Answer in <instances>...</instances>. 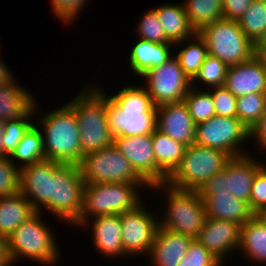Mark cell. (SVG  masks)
Masks as SVG:
<instances>
[{
	"mask_svg": "<svg viewBox=\"0 0 266 266\" xmlns=\"http://www.w3.org/2000/svg\"><path fill=\"white\" fill-rule=\"evenodd\" d=\"M255 46H266V34L265 36L262 38V40Z\"/></svg>",
	"mask_w": 266,
	"mask_h": 266,
	"instance_id": "816d5d0a",
	"label": "cell"
},
{
	"mask_svg": "<svg viewBox=\"0 0 266 266\" xmlns=\"http://www.w3.org/2000/svg\"><path fill=\"white\" fill-rule=\"evenodd\" d=\"M224 87L236 98L250 93L266 94V71L254 55L247 62L228 66Z\"/></svg>",
	"mask_w": 266,
	"mask_h": 266,
	"instance_id": "d6986e66",
	"label": "cell"
},
{
	"mask_svg": "<svg viewBox=\"0 0 266 266\" xmlns=\"http://www.w3.org/2000/svg\"><path fill=\"white\" fill-rule=\"evenodd\" d=\"M152 189L163 190L165 194L164 213L162 217L159 215V226L196 239L206 220L204 202L198 190L178 189L166 183L151 185L149 190Z\"/></svg>",
	"mask_w": 266,
	"mask_h": 266,
	"instance_id": "5b68a950",
	"label": "cell"
},
{
	"mask_svg": "<svg viewBox=\"0 0 266 266\" xmlns=\"http://www.w3.org/2000/svg\"><path fill=\"white\" fill-rule=\"evenodd\" d=\"M79 167L85 184L147 183L113 144L85 154Z\"/></svg>",
	"mask_w": 266,
	"mask_h": 266,
	"instance_id": "30bf717a",
	"label": "cell"
},
{
	"mask_svg": "<svg viewBox=\"0 0 266 266\" xmlns=\"http://www.w3.org/2000/svg\"><path fill=\"white\" fill-rule=\"evenodd\" d=\"M255 56L266 71V46H255Z\"/></svg>",
	"mask_w": 266,
	"mask_h": 266,
	"instance_id": "c3c4849f",
	"label": "cell"
},
{
	"mask_svg": "<svg viewBox=\"0 0 266 266\" xmlns=\"http://www.w3.org/2000/svg\"><path fill=\"white\" fill-rule=\"evenodd\" d=\"M232 157L222 150L197 145L186 147L183 158L165 183L183 190H199L217 172L222 171Z\"/></svg>",
	"mask_w": 266,
	"mask_h": 266,
	"instance_id": "52a82bcc",
	"label": "cell"
},
{
	"mask_svg": "<svg viewBox=\"0 0 266 266\" xmlns=\"http://www.w3.org/2000/svg\"><path fill=\"white\" fill-rule=\"evenodd\" d=\"M179 46L181 49L177 51L175 56L179 60L183 72L192 81L208 55L206 44L196 33L193 37L174 44V48H179Z\"/></svg>",
	"mask_w": 266,
	"mask_h": 266,
	"instance_id": "f546056e",
	"label": "cell"
},
{
	"mask_svg": "<svg viewBox=\"0 0 266 266\" xmlns=\"http://www.w3.org/2000/svg\"><path fill=\"white\" fill-rule=\"evenodd\" d=\"M144 87L157 107L166 103L183 101L192 81L183 72L175 54L165 63L154 67L141 77Z\"/></svg>",
	"mask_w": 266,
	"mask_h": 266,
	"instance_id": "7c38bea8",
	"label": "cell"
},
{
	"mask_svg": "<svg viewBox=\"0 0 266 266\" xmlns=\"http://www.w3.org/2000/svg\"><path fill=\"white\" fill-rule=\"evenodd\" d=\"M52 160H42L20 169V192L30 202L36 212H50V187L52 179ZM44 207V209H43Z\"/></svg>",
	"mask_w": 266,
	"mask_h": 266,
	"instance_id": "9a60e30c",
	"label": "cell"
},
{
	"mask_svg": "<svg viewBox=\"0 0 266 266\" xmlns=\"http://www.w3.org/2000/svg\"><path fill=\"white\" fill-rule=\"evenodd\" d=\"M198 34L204 40L208 54L227 66L249 61L255 55V45L241 30L238 20L220 19Z\"/></svg>",
	"mask_w": 266,
	"mask_h": 266,
	"instance_id": "ba28073f",
	"label": "cell"
},
{
	"mask_svg": "<svg viewBox=\"0 0 266 266\" xmlns=\"http://www.w3.org/2000/svg\"><path fill=\"white\" fill-rule=\"evenodd\" d=\"M33 95L19 85L16 79L0 83V119L6 122L27 116L37 101Z\"/></svg>",
	"mask_w": 266,
	"mask_h": 266,
	"instance_id": "603a6c76",
	"label": "cell"
},
{
	"mask_svg": "<svg viewBox=\"0 0 266 266\" xmlns=\"http://www.w3.org/2000/svg\"><path fill=\"white\" fill-rule=\"evenodd\" d=\"M183 6L196 33L205 26L223 19L222 0H184Z\"/></svg>",
	"mask_w": 266,
	"mask_h": 266,
	"instance_id": "4dcf8cb0",
	"label": "cell"
},
{
	"mask_svg": "<svg viewBox=\"0 0 266 266\" xmlns=\"http://www.w3.org/2000/svg\"><path fill=\"white\" fill-rule=\"evenodd\" d=\"M197 239H193L178 266H223Z\"/></svg>",
	"mask_w": 266,
	"mask_h": 266,
	"instance_id": "f35d334b",
	"label": "cell"
},
{
	"mask_svg": "<svg viewBox=\"0 0 266 266\" xmlns=\"http://www.w3.org/2000/svg\"><path fill=\"white\" fill-rule=\"evenodd\" d=\"M240 250L250 262L266 264V226L255 215L241 225Z\"/></svg>",
	"mask_w": 266,
	"mask_h": 266,
	"instance_id": "83f0119b",
	"label": "cell"
},
{
	"mask_svg": "<svg viewBox=\"0 0 266 266\" xmlns=\"http://www.w3.org/2000/svg\"><path fill=\"white\" fill-rule=\"evenodd\" d=\"M0 266H13L8 254V238L0 235Z\"/></svg>",
	"mask_w": 266,
	"mask_h": 266,
	"instance_id": "bcb514c9",
	"label": "cell"
},
{
	"mask_svg": "<svg viewBox=\"0 0 266 266\" xmlns=\"http://www.w3.org/2000/svg\"><path fill=\"white\" fill-rule=\"evenodd\" d=\"M84 186L79 165L56 162L52 166L51 214L72 226L82 212Z\"/></svg>",
	"mask_w": 266,
	"mask_h": 266,
	"instance_id": "9c48e42d",
	"label": "cell"
},
{
	"mask_svg": "<svg viewBox=\"0 0 266 266\" xmlns=\"http://www.w3.org/2000/svg\"><path fill=\"white\" fill-rule=\"evenodd\" d=\"M137 40L129 53L128 67L133 73L140 76L139 78L152 68L165 63L174 55L171 52L174 44L150 42L140 38H137Z\"/></svg>",
	"mask_w": 266,
	"mask_h": 266,
	"instance_id": "7402d4cb",
	"label": "cell"
},
{
	"mask_svg": "<svg viewBox=\"0 0 266 266\" xmlns=\"http://www.w3.org/2000/svg\"><path fill=\"white\" fill-rule=\"evenodd\" d=\"M35 212L21 192L0 196V235L9 238L15 229Z\"/></svg>",
	"mask_w": 266,
	"mask_h": 266,
	"instance_id": "4316f807",
	"label": "cell"
},
{
	"mask_svg": "<svg viewBox=\"0 0 266 266\" xmlns=\"http://www.w3.org/2000/svg\"><path fill=\"white\" fill-rule=\"evenodd\" d=\"M20 192V168L9 157H0V196Z\"/></svg>",
	"mask_w": 266,
	"mask_h": 266,
	"instance_id": "74e56055",
	"label": "cell"
},
{
	"mask_svg": "<svg viewBox=\"0 0 266 266\" xmlns=\"http://www.w3.org/2000/svg\"><path fill=\"white\" fill-rule=\"evenodd\" d=\"M121 217L120 214H111L106 216H99L91 218L85 221L81 225L91 228L92 242L96 250L104 257L119 259L124 255H128L124 252L123 244L121 241L122 229H121ZM90 225V226H89Z\"/></svg>",
	"mask_w": 266,
	"mask_h": 266,
	"instance_id": "ac0fdd59",
	"label": "cell"
},
{
	"mask_svg": "<svg viewBox=\"0 0 266 266\" xmlns=\"http://www.w3.org/2000/svg\"><path fill=\"white\" fill-rule=\"evenodd\" d=\"M157 129L186 147L195 142L196 124L184 101L157 106Z\"/></svg>",
	"mask_w": 266,
	"mask_h": 266,
	"instance_id": "e0dca14e",
	"label": "cell"
},
{
	"mask_svg": "<svg viewBox=\"0 0 266 266\" xmlns=\"http://www.w3.org/2000/svg\"><path fill=\"white\" fill-rule=\"evenodd\" d=\"M241 225L215 218H206L197 240L223 264L228 255L238 250Z\"/></svg>",
	"mask_w": 266,
	"mask_h": 266,
	"instance_id": "2e32d148",
	"label": "cell"
},
{
	"mask_svg": "<svg viewBox=\"0 0 266 266\" xmlns=\"http://www.w3.org/2000/svg\"><path fill=\"white\" fill-rule=\"evenodd\" d=\"M94 84L85 85L68 101L76 113L83 155L111 146L114 139L106 114L107 94L100 85Z\"/></svg>",
	"mask_w": 266,
	"mask_h": 266,
	"instance_id": "3957f363",
	"label": "cell"
},
{
	"mask_svg": "<svg viewBox=\"0 0 266 266\" xmlns=\"http://www.w3.org/2000/svg\"><path fill=\"white\" fill-rule=\"evenodd\" d=\"M201 200L204 201L208 196L227 192V164L225 168L209 178L198 190Z\"/></svg>",
	"mask_w": 266,
	"mask_h": 266,
	"instance_id": "7bdbcfd3",
	"label": "cell"
},
{
	"mask_svg": "<svg viewBox=\"0 0 266 266\" xmlns=\"http://www.w3.org/2000/svg\"><path fill=\"white\" fill-rule=\"evenodd\" d=\"M201 90L192 86L183 99L196 125L215 116L214 102L211 93L207 89Z\"/></svg>",
	"mask_w": 266,
	"mask_h": 266,
	"instance_id": "d6a6232c",
	"label": "cell"
},
{
	"mask_svg": "<svg viewBox=\"0 0 266 266\" xmlns=\"http://www.w3.org/2000/svg\"><path fill=\"white\" fill-rule=\"evenodd\" d=\"M151 188L148 183H93L85 184L83 208L73 226L99 216L121 214L136 208L143 202L138 190Z\"/></svg>",
	"mask_w": 266,
	"mask_h": 266,
	"instance_id": "8992f818",
	"label": "cell"
},
{
	"mask_svg": "<svg viewBox=\"0 0 266 266\" xmlns=\"http://www.w3.org/2000/svg\"><path fill=\"white\" fill-rule=\"evenodd\" d=\"M254 0H222L223 19L239 20Z\"/></svg>",
	"mask_w": 266,
	"mask_h": 266,
	"instance_id": "ee69618b",
	"label": "cell"
},
{
	"mask_svg": "<svg viewBox=\"0 0 266 266\" xmlns=\"http://www.w3.org/2000/svg\"><path fill=\"white\" fill-rule=\"evenodd\" d=\"M6 122L0 119V157H3V139Z\"/></svg>",
	"mask_w": 266,
	"mask_h": 266,
	"instance_id": "681fc988",
	"label": "cell"
},
{
	"mask_svg": "<svg viewBox=\"0 0 266 266\" xmlns=\"http://www.w3.org/2000/svg\"><path fill=\"white\" fill-rule=\"evenodd\" d=\"M9 159L20 169L46 159L41 129L34 123L24 134ZM17 160V161H16Z\"/></svg>",
	"mask_w": 266,
	"mask_h": 266,
	"instance_id": "f1b7e54d",
	"label": "cell"
},
{
	"mask_svg": "<svg viewBox=\"0 0 266 266\" xmlns=\"http://www.w3.org/2000/svg\"><path fill=\"white\" fill-rule=\"evenodd\" d=\"M37 113L38 103L35 104L34 109L27 116L17 120L6 121L3 136V157H10L12 155L19 142L24 137V134L35 123L34 116H37L35 115Z\"/></svg>",
	"mask_w": 266,
	"mask_h": 266,
	"instance_id": "836d02e7",
	"label": "cell"
},
{
	"mask_svg": "<svg viewBox=\"0 0 266 266\" xmlns=\"http://www.w3.org/2000/svg\"><path fill=\"white\" fill-rule=\"evenodd\" d=\"M203 202L206 218L229 220L243 225L255 215L248 203L233 197L230 193L213 194Z\"/></svg>",
	"mask_w": 266,
	"mask_h": 266,
	"instance_id": "cb8c5ba5",
	"label": "cell"
},
{
	"mask_svg": "<svg viewBox=\"0 0 266 266\" xmlns=\"http://www.w3.org/2000/svg\"><path fill=\"white\" fill-rule=\"evenodd\" d=\"M153 151L158 165V183H165L167 177L183 158L186 146L172 140L156 129L152 133Z\"/></svg>",
	"mask_w": 266,
	"mask_h": 266,
	"instance_id": "484cf974",
	"label": "cell"
},
{
	"mask_svg": "<svg viewBox=\"0 0 266 266\" xmlns=\"http://www.w3.org/2000/svg\"><path fill=\"white\" fill-rule=\"evenodd\" d=\"M249 140L250 130L237 117L215 115L196 125L195 144L222 150L231 157L249 154L243 147Z\"/></svg>",
	"mask_w": 266,
	"mask_h": 266,
	"instance_id": "8fae6325",
	"label": "cell"
},
{
	"mask_svg": "<svg viewBox=\"0 0 266 266\" xmlns=\"http://www.w3.org/2000/svg\"><path fill=\"white\" fill-rule=\"evenodd\" d=\"M156 111L143 85H125L107 96L106 114L113 137L152 134L157 129Z\"/></svg>",
	"mask_w": 266,
	"mask_h": 266,
	"instance_id": "6da1fadb",
	"label": "cell"
},
{
	"mask_svg": "<svg viewBox=\"0 0 266 266\" xmlns=\"http://www.w3.org/2000/svg\"><path fill=\"white\" fill-rule=\"evenodd\" d=\"M52 5V12L54 16L63 24H73L77 17H79L80 12L84 9L89 0H50ZM63 21V22H62Z\"/></svg>",
	"mask_w": 266,
	"mask_h": 266,
	"instance_id": "60d3db41",
	"label": "cell"
},
{
	"mask_svg": "<svg viewBox=\"0 0 266 266\" xmlns=\"http://www.w3.org/2000/svg\"><path fill=\"white\" fill-rule=\"evenodd\" d=\"M42 131L46 159L79 165L83 158L76 113L68 104L35 118ZM38 121V122H37ZM40 125V126H39Z\"/></svg>",
	"mask_w": 266,
	"mask_h": 266,
	"instance_id": "7a4b0ae2",
	"label": "cell"
},
{
	"mask_svg": "<svg viewBox=\"0 0 266 266\" xmlns=\"http://www.w3.org/2000/svg\"><path fill=\"white\" fill-rule=\"evenodd\" d=\"M253 139V140H252ZM256 141L253 144L258 145L262 151L266 152V109L257 123L250 129V142Z\"/></svg>",
	"mask_w": 266,
	"mask_h": 266,
	"instance_id": "f6af8a7d",
	"label": "cell"
},
{
	"mask_svg": "<svg viewBox=\"0 0 266 266\" xmlns=\"http://www.w3.org/2000/svg\"><path fill=\"white\" fill-rule=\"evenodd\" d=\"M248 205L254 214L266 208V163L255 174Z\"/></svg>",
	"mask_w": 266,
	"mask_h": 266,
	"instance_id": "b9f144b4",
	"label": "cell"
},
{
	"mask_svg": "<svg viewBox=\"0 0 266 266\" xmlns=\"http://www.w3.org/2000/svg\"><path fill=\"white\" fill-rule=\"evenodd\" d=\"M227 70L228 66L223 61L208 54L198 74L192 80V86L199 81L201 86L206 85L204 89L222 87L225 85Z\"/></svg>",
	"mask_w": 266,
	"mask_h": 266,
	"instance_id": "d590c367",
	"label": "cell"
},
{
	"mask_svg": "<svg viewBox=\"0 0 266 266\" xmlns=\"http://www.w3.org/2000/svg\"><path fill=\"white\" fill-rule=\"evenodd\" d=\"M41 216V212H35L8 238V254L13 265L21 259H30L44 266L59 265L61 257L56 236Z\"/></svg>",
	"mask_w": 266,
	"mask_h": 266,
	"instance_id": "277c9868",
	"label": "cell"
},
{
	"mask_svg": "<svg viewBox=\"0 0 266 266\" xmlns=\"http://www.w3.org/2000/svg\"><path fill=\"white\" fill-rule=\"evenodd\" d=\"M113 145L150 186L158 184V165L153 151L152 134L114 137Z\"/></svg>",
	"mask_w": 266,
	"mask_h": 266,
	"instance_id": "5bb4252c",
	"label": "cell"
},
{
	"mask_svg": "<svg viewBox=\"0 0 266 266\" xmlns=\"http://www.w3.org/2000/svg\"><path fill=\"white\" fill-rule=\"evenodd\" d=\"M255 216L266 226V208L258 211Z\"/></svg>",
	"mask_w": 266,
	"mask_h": 266,
	"instance_id": "f907efd6",
	"label": "cell"
},
{
	"mask_svg": "<svg viewBox=\"0 0 266 266\" xmlns=\"http://www.w3.org/2000/svg\"><path fill=\"white\" fill-rule=\"evenodd\" d=\"M12 73L11 69L8 68L7 64L5 65L3 59L0 57V83H7L16 79V76L14 78Z\"/></svg>",
	"mask_w": 266,
	"mask_h": 266,
	"instance_id": "7dc6e473",
	"label": "cell"
},
{
	"mask_svg": "<svg viewBox=\"0 0 266 266\" xmlns=\"http://www.w3.org/2000/svg\"><path fill=\"white\" fill-rule=\"evenodd\" d=\"M136 24V37L150 42L173 44L165 35L164 29L157 17L156 12L151 8L143 13L142 17Z\"/></svg>",
	"mask_w": 266,
	"mask_h": 266,
	"instance_id": "8d00e7d4",
	"label": "cell"
},
{
	"mask_svg": "<svg viewBox=\"0 0 266 266\" xmlns=\"http://www.w3.org/2000/svg\"><path fill=\"white\" fill-rule=\"evenodd\" d=\"M238 23L244 34L257 45L266 34V2L254 0Z\"/></svg>",
	"mask_w": 266,
	"mask_h": 266,
	"instance_id": "1f68e13d",
	"label": "cell"
},
{
	"mask_svg": "<svg viewBox=\"0 0 266 266\" xmlns=\"http://www.w3.org/2000/svg\"><path fill=\"white\" fill-rule=\"evenodd\" d=\"M255 157L250 152L227 162V192L248 204L255 174L266 163Z\"/></svg>",
	"mask_w": 266,
	"mask_h": 266,
	"instance_id": "44dd1931",
	"label": "cell"
},
{
	"mask_svg": "<svg viewBox=\"0 0 266 266\" xmlns=\"http://www.w3.org/2000/svg\"><path fill=\"white\" fill-rule=\"evenodd\" d=\"M211 93L215 115L237 117V98L224 86L208 89Z\"/></svg>",
	"mask_w": 266,
	"mask_h": 266,
	"instance_id": "ab89813d",
	"label": "cell"
},
{
	"mask_svg": "<svg viewBox=\"0 0 266 266\" xmlns=\"http://www.w3.org/2000/svg\"><path fill=\"white\" fill-rule=\"evenodd\" d=\"M192 240L189 236L159 226L147 255L150 266H178Z\"/></svg>",
	"mask_w": 266,
	"mask_h": 266,
	"instance_id": "ffe728a7",
	"label": "cell"
},
{
	"mask_svg": "<svg viewBox=\"0 0 266 266\" xmlns=\"http://www.w3.org/2000/svg\"><path fill=\"white\" fill-rule=\"evenodd\" d=\"M143 203L120 214L121 241L124 252L129 258L131 256L139 258L143 255L147 258L159 227V216L156 217Z\"/></svg>",
	"mask_w": 266,
	"mask_h": 266,
	"instance_id": "4fadbf2b",
	"label": "cell"
},
{
	"mask_svg": "<svg viewBox=\"0 0 266 266\" xmlns=\"http://www.w3.org/2000/svg\"><path fill=\"white\" fill-rule=\"evenodd\" d=\"M164 29L166 38L173 44L193 37L196 32L190 25L183 3L164 4L152 8Z\"/></svg>",
	"mask_w": 266,
	"mask_h": 266,
	"instance_id": "d4e9b609",
	"label": "cell"
},
{
	"mask_svg": "<svg viewBox=\"0 0 266 266\" xmlns=\"http://www.w3.org/2000/svg\"><path fill=\"white\" fill-rule=\"evenodd\" d=\"M266 109V94L250 93L237 97V118L250 130Z\"/></svg>",
	"mask_w": 266,
	"mask_h": 266,
	"instance_id": "e575fe53",
	"label": "cell"
}]
</instances>
